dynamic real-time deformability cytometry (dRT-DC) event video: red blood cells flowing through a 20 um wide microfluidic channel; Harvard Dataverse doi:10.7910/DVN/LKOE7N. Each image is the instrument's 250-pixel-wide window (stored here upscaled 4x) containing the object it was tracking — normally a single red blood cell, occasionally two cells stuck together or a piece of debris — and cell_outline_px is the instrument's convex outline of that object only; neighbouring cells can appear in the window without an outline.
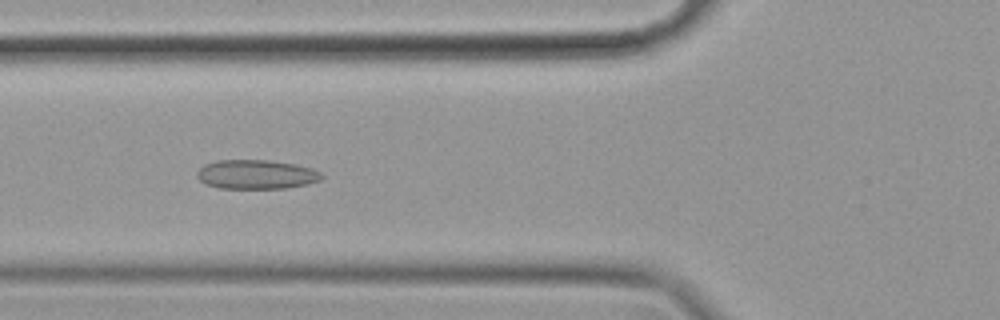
{"species": "common noctule bat (a hibernating species)", "species_latin": "Nyctalus noctula", "temperature_condition": "cold", "stored_images_in_passage": 56, "camera_frame_rate_fps": 3000, "um_per_image_px": 0.085, "animal": {"sex": "female", "body_mass_g": 19.9}, "frame": {"image": 1, "passage_image": 21, "time_ms": 6.667, "image_size_px": [1000, 320], "cell_outline_px": [[324, 176], [320, 180], [308, 184], [284, 188], [220, 188], [208, 184], [200, 180], [196, 176], [196, 172], [204, 164], [216, 160], [268, 160], [292, 164], [312, 168], [320, 172]], "centroid_in_image_um": [21.77, 14.82], "position_along_channel_um": 104.0, "area_um2": 21.1}}
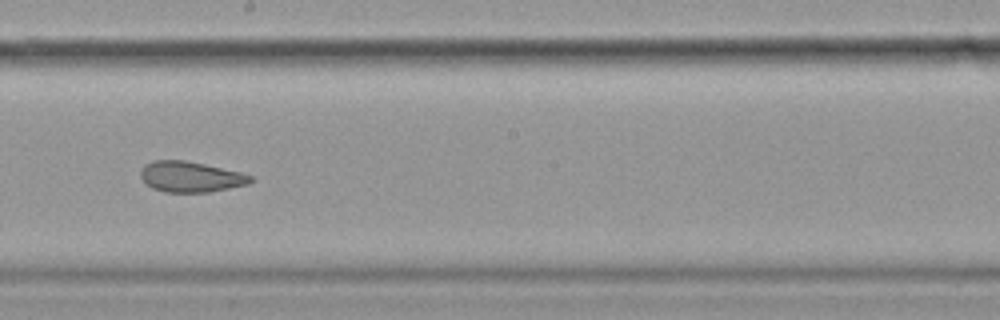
{"frame": {"image": 2, "passage_image": 32, "time_ms": 10.333, "image_size_px": [1000, 320], "cell_outline_px": [[252, 180], [248, 184], [208, 192], [164, 192], [152, 188], [140, 176], [140, 172], [144, 164], [152, 160], [184, 160], [204, 164], [240, 172], [252, 176]], "centroid_in_image_um": [16.17, 15.02], "position_along_channel_um": 232.0, "area_um2": 19.48}}
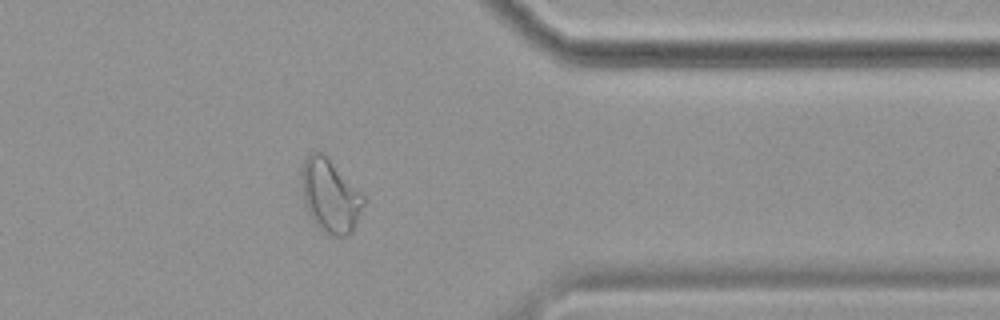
{"frame": {"image": 3, "passage_image": 46, "time_ms": 15.0, "image_size_px": [1000, 320], "cell_outline_px": [[364, 204], [352, 232], [348, 236], [332, 236], [316, 228], [304, 204], [300, 184], [300, 168], [304, 160], [312, 152], [320, 152], [364, 196]], "centroid_in_image_um": [28.0, 16.7], "position_along_channel_um": 383.4, "area_um2": 26.24}}